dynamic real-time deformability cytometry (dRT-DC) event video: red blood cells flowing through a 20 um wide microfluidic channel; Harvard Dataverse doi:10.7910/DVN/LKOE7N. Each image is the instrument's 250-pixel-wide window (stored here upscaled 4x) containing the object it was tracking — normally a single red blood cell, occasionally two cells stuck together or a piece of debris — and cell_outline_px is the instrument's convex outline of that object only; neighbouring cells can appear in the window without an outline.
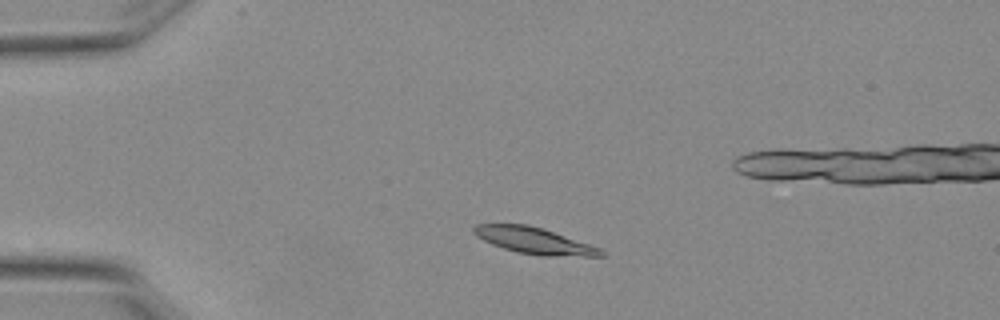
{"species": "Egyptian fruit bat (a non-hibernating species)", "species_latin": "Rousettus aegyptiacus", "temperature_condition": "warm", "stored_images_in_passage": 3, "camera_frame_rate_fps": 3000, "um_per_image_px": 0.085, "animal": {"sex": "female"}, "frame": {"image": 1, "passage_image": 1, "time_ms": 0.0, "image_size_px": [1000, 320], "cell_outline_px": [[604, 256], [540, 256], [516, 252], [492, 244], [476, 236], [472, 232], [472, 228], [476, 224], [528, 224], [600, 248], [604, 252]], "centroid_in_image_um": [45.35, 20.46], "position_along_channel_um": 39.6, "area_um2": 19.25}}